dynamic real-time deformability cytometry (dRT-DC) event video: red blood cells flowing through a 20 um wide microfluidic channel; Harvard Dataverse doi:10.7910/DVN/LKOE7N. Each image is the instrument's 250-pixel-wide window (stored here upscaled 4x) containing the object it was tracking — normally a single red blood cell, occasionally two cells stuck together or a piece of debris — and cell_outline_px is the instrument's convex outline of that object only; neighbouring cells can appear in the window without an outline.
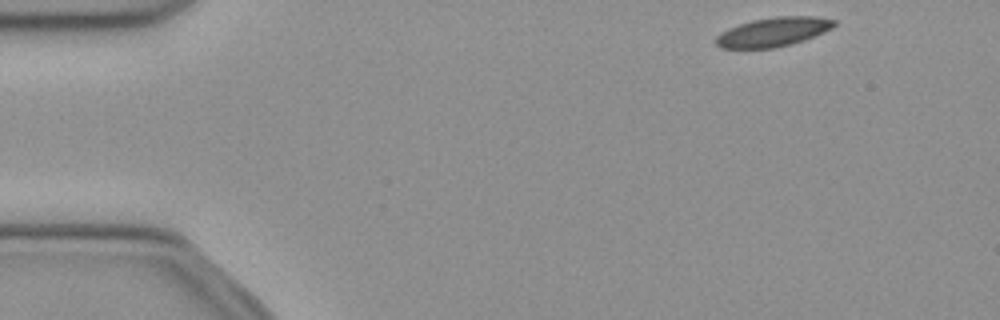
{"species": "common noctule bat (a hibernating species)", "species_latin": "Nyctalus noctula", "temperature_condition": "cold", "stored_images_in_passage": 48, "camera_frame_rate_fps": 3000, "um_per_image_px": 0.085, "animal": {"sex": "female", "body_mass_g": 21.9}, "frame": {"image": 1, "passage_image": 1, "time_ms": 0.0, "image_size_px": [1000, 320], "cell_outline_px": [[836, 24], [832, 28], [804, 40], [792, 44], [776, 48], [720, 48], [716, 44], [716, 36], [720, 32], [728, 28], [752, 20], [776, 16], [816, 16], [836, 20]], "centroid_in_image_um": [65.72, 2.71], "position_along_channel_um": 19.3, "area_um2": 20.11}}
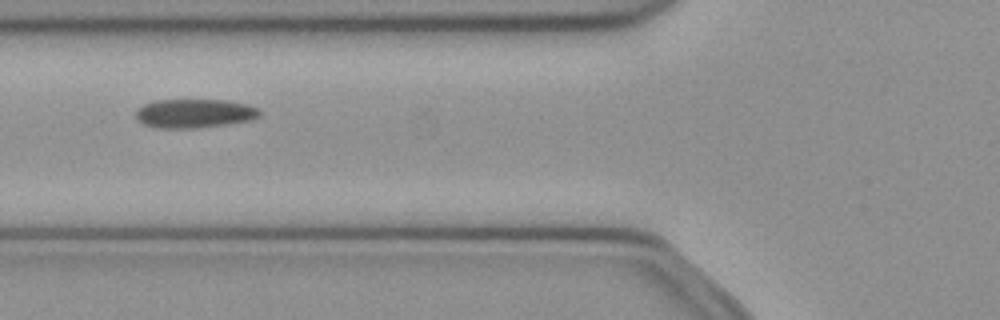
{"frame": {"image": 2, "passage_image": 15, "time_ms": 4.667, "image_size_px": [1000, 320], "cell_outline_px": [[260, 116], [252, 120], [196, 128], [156, 128], [140, 124], [136, 120], [136, 108], [144, 104], [156, 100], [224, 100], [244, 104], [256, 108], [260, 112]], "centroid_in_image_um": [16.44, 9.65], "position_along_channel_um": 109.4, "area_um2": 20.87}}
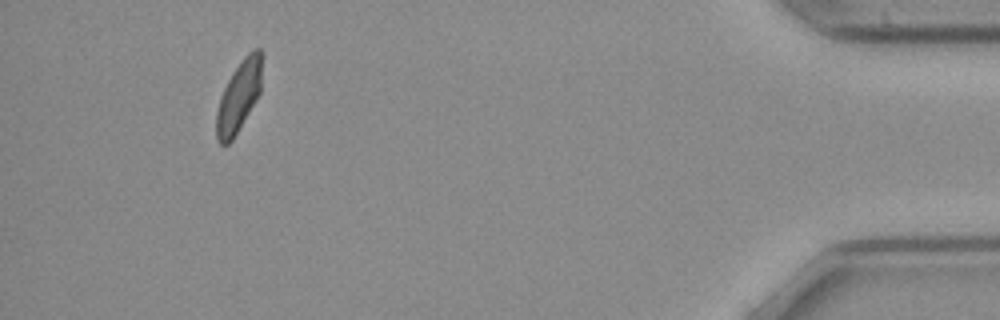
{"frame": {"image": 3, "passage_image": 44, "time_ms": 14.333, "image_size_px": [1000, 320], "cell_outline_px": [[264, 56], [260, 92], [256, 100], [232, 140], [228, 144], [220, 144], [216, 140], [216, 112], [220, 96], [232, 72], [244, 56], [248, 52], [256, 48], [260, 48]], "centroid_in_image_um": [20.32, 8.14], "position_along_channel_um": 414.9, "area_um2": 19.07}}